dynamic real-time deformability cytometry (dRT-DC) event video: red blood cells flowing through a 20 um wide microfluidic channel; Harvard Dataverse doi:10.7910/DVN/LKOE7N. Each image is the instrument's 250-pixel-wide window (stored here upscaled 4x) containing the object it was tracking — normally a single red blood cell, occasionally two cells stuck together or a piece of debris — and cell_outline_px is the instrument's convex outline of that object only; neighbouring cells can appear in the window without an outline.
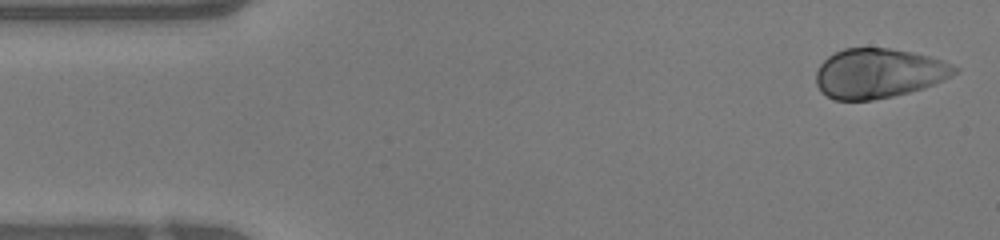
{"species": "human", "species_latin": "Homo sapiens", "temperature_condition": "warm", "stored_images_in_passage": 46, "camera_frame_rate_fps": 3000, "um_per_image_px": 0.085, "donor": {"sex": "female"}, "frame": {"image": 1, "passage_image": 1, "time_ms": 0.0, "image_size_px": [1000, 240], "cell_outline_px": [[960, 68], [956, 72], [944, 80], [924, 88], [892, 96], [872, 100], [836, 100], [820, 92], [816, 84], [816, 72], [820, 64], [828, 56], [844, 48], [888, 48], [912, 52], [928, 56], [952, 64]], "centroid_in_image_um": [74.66, 6.23], "position_along_channel_um": 10.3, "area_um2": 40.0}}
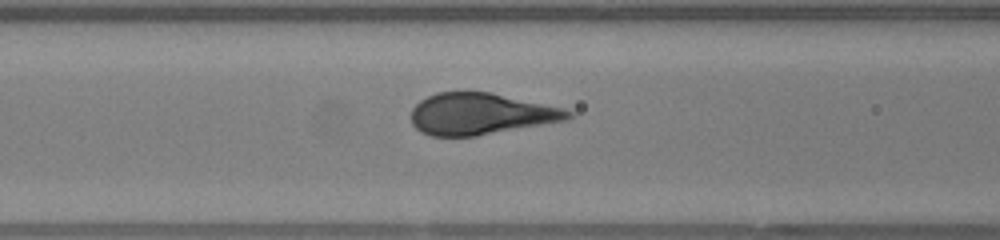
{"frame": {"image": 2, "passage_image": 17, "time_ms": 5.333, "image_size_px": [1000, 240], "cell_outline_px": [[576, 116], [568, 120], [476, 136], [432, 136], [420, 132], [412, 124], [412, 108], [420, 100], [436, 92], [488, 92], [564, 108], [572, 112]], "centroid_in_image_um": [40.87, 9.69], "position_along_channel_um": 125.7, "area_um2": 37.92}}
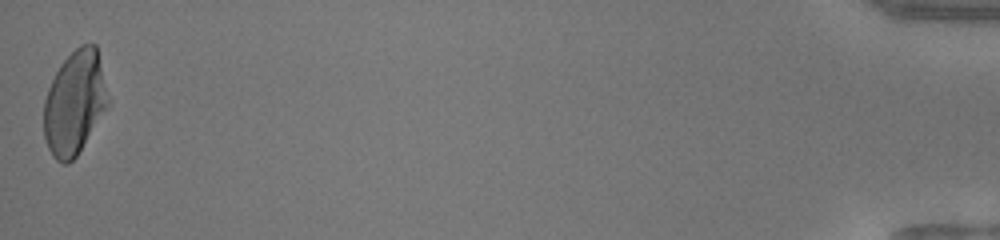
{"frame": {"image": 3, "passage_image": 46, "time_ms": 15.0, "image_size_px": [1000, 240], "cell_outline_px": [[108, 108], [76, 156], [68, 164], [64, 164], [56, 160], [52, 156], [48, 148], [44, 136], [44, 100], [48, 88], [60, 64], [80, 44], [96, 44], [108, 104]], "centroid_in_image_um": [6.31, 8.77], "position_along_channel_um": 428.9, "area_um2": 38.32}, "authors_computed_cell_mechanics": {"area_um2": 38.9861, "velocity_mm_per_s": 4.2415, "shape_relaxation_time_tau1_ms": 4.3545, "shape_relaxation_time_tau2_ms": null, "deformation_change_tau1": 0.2364, "deformation_change_tau2": null}}